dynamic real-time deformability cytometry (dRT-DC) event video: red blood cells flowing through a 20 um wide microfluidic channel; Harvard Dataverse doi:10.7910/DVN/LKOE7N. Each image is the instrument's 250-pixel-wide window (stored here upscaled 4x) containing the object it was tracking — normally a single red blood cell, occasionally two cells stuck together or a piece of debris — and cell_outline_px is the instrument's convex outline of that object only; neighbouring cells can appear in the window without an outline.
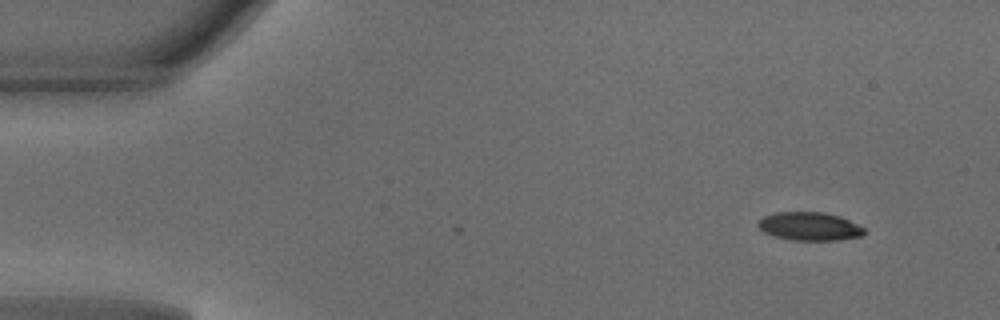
{"species": "common noctule bat (a hibernating species)", "species_latin": "Nyctalus noctula", "temperature_condition": "warm", "stored_images_in_passage": 45, "camera_frame_rate_fps": 3000, "um_per_image_px": 0.085, "animal": {"sex": "male", "body_mass_g": 18.8}, "frame": {"image": 1, "passage_image": 1, "time_ms": 0.0, "image_size_px": [1000, 320], "cell_outline_px": [[864, 232], [860, 236], [836, 240], [792, 240], [776, 236], [764, 232], [756, 224], [764, 216], [776, 212], [824, 212], [840, 216], [864, 228]], "centroid_in_image_um": [68.79, 19.23], "position_along_channel_um": 16.2, "area_um2": 17.28}}
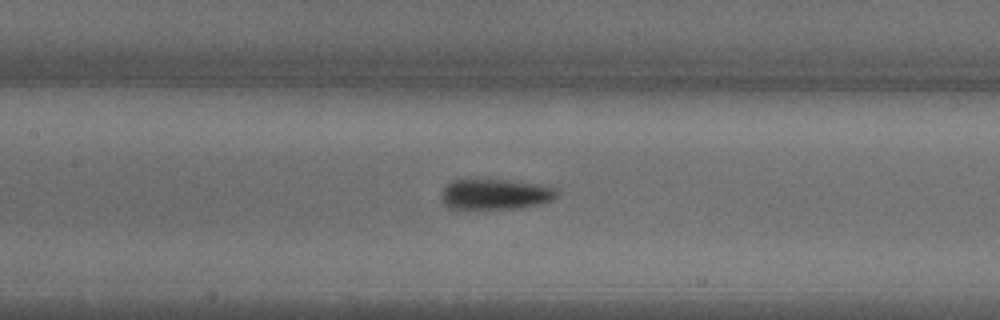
{"frame": {"image": 2, "passage_image": 19, "time_ms": 6.0, "image_size_px": [1000, 320], "cell_outline_px": [[556, 196], [552, 200], [540, 204], [520, 208], [448, 208], [444, 204], [440, 196], [440, 192], [452, 180], [508, 180], [548, 184], [556, 188]], "centroid_in_image_um": [42.13, 16.5], "position_along_channel_um": 165.3, "area_um2": 20.63}}
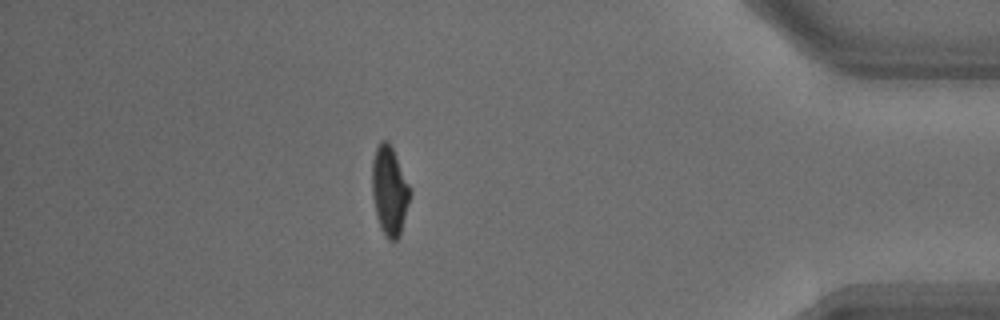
{"frame": {"image": 3, "passage_image": 39, "time_ms": 12.667, "image_size_px": [1000, 320], "cell_outline_px": [[412, 192], [400, 236], [396, 240], [388, 240], [380, 228], [376, 216], [372, 196], [372, 160], [376, 148], [380, 140], [388, 140], [412, 188]], "centroid_in_image_um": [33.12, 16.22], "position_along_channel_um": 402.1, "area_um2": 20.06}, "authors_computed_cell_mechanics": {"area_um2": 20.0566, "velocity_mm_per_s": 4.1599, "shape_relaxation_time_tau1_ms": 3.4654, "shape_relaxation_time_tau2_ms": 1.8891, "deformation_change_tau1": 0.1892, "deformation_change_tau2": 0.0692}}